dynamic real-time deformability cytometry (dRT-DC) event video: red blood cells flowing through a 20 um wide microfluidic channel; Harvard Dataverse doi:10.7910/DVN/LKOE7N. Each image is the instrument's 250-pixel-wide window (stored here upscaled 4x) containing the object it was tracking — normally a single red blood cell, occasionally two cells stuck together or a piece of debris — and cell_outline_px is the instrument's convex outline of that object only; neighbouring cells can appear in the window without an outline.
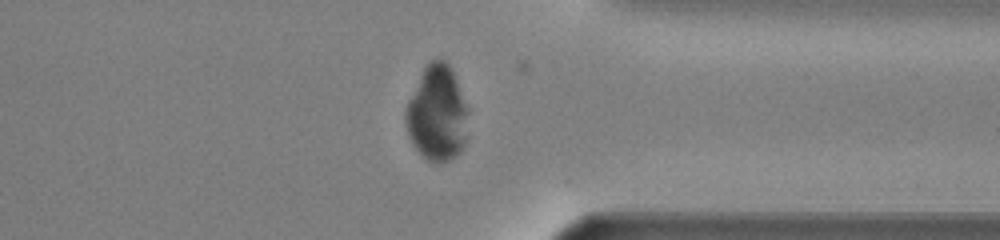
{"species": "common noctule bat (a hibernating species)", "species_latin": "Nyctalus noctula", "temperature_condition": "warm", "stored_images_in_passage": 51, "segment_of_instrument_passage": [2, 2], "camera_frame_rate_fps": 3000, "um_per_image_px": 0.085, "animal": {"sex": "male", "body_mass_g": 13.0, "forearm_length_mm": 53.1}, "frame": {"image": 1, "passage_image": 39, "time_ms": 12.667, "image_size_px": [1000, 240], "cell_outline_px": [[468, 140], [460, 152], [456, 156], [440, 164], [428, 160], [412, 144], [408, 136], [404, 116], [404, 112], [408, 100], [424, 68], [432, 60], [444, 60], [448, 64], [456, 80], [468, 108]], "centroid_in_image_um": [37.17, 9.7], "position_along_channel_um": 374.2, "area_um2": 34.91}}
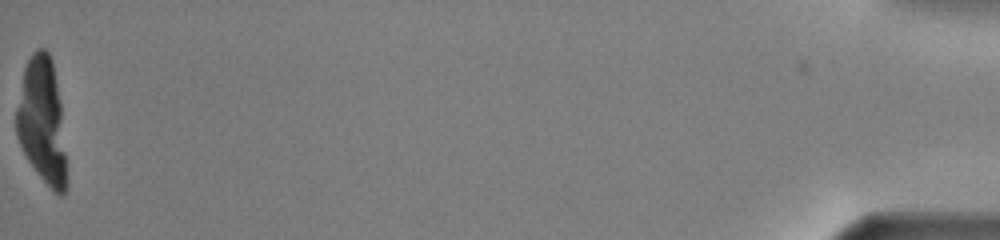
{"frame": {"image": 2, "passage_image": 51, "time_ms": 16.667, "image_size_px": [1000, 240], "cell_outline_px": [[64, 192], [60, 196], [40, 176], [28, 160], [16, 136], [16, 108], [24, 68], [32, 52], [36, 48], [44, 48], [48, 52], [52, 60], [60, 104], [64, 152]], "centroid_in_image_um": [3.52, 10.19], "position_along_channel_um": 431.7, "area_um2": 35.6}}